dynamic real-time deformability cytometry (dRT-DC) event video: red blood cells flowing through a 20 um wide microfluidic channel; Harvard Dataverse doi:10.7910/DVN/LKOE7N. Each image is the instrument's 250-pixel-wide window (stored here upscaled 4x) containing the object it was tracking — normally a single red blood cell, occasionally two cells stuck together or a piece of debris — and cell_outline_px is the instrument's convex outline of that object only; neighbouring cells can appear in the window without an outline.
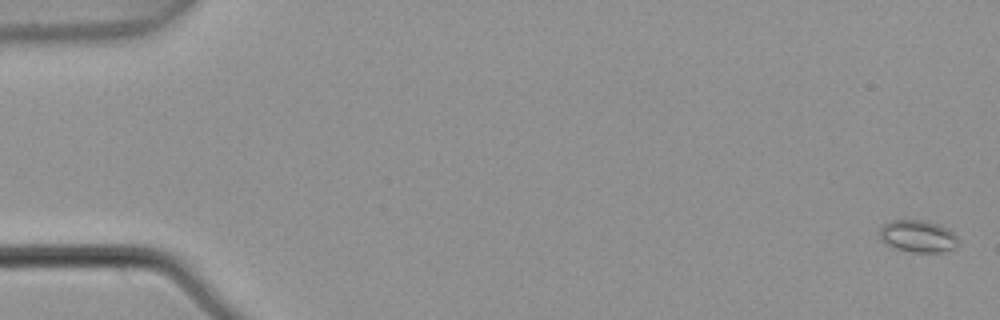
{"species": "common noctule bat (a hibernating species)", "species_latin": "Nyctalus noctula", "temperature_condition": "warm", "stored_images_in_passage": 5, "camera_frame_rate_fps": 3000, "um_per_image_px": 0.085, "animal": {"sex": "male", "body_mass_g": 21.5, "forearm_length_mm": 52.0}, "frame": {"image": 1, "passage_image": 1, "time_ms": 0.0, "image_size_px": [1000, 320], "cell_outline_px": [[960, 240], [952, 248], [940, 252], [912, 252], [896, 248], [884, 244], [880, 240], [880, 228], [884, 224], [892, 220], [924, 220], [948, 228]], "centroid_in_image_um": [77.99, 20.07], "position_along_channel_um": 7.0, "area_um2": 14.62}}